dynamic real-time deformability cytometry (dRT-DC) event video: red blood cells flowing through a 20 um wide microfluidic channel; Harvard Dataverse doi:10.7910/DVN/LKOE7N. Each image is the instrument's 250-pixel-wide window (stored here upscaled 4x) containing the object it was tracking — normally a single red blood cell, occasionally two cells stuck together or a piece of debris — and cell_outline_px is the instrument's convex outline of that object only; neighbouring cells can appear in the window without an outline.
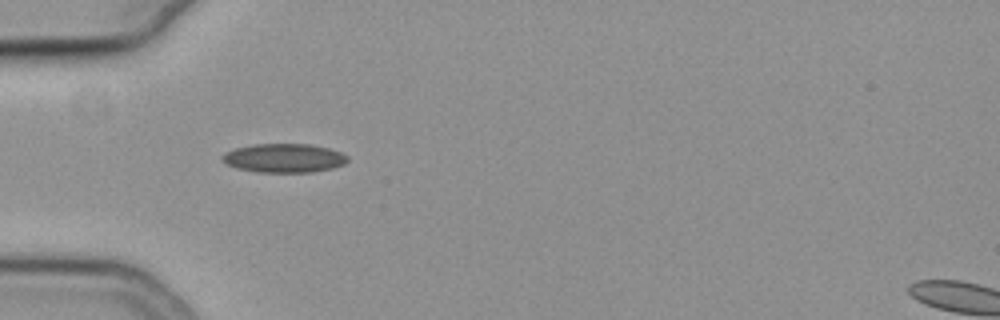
{"species": "common noctule bat (a hibernating species)", "species_latin": "Nyctalus noctula", "temperature_condition": "cold", "stored_images_in_passage": 38, "camera_frame_rate_fps": 3000, "um_per_image_px": 0.085, "animal": {"sex": "female", "body_mass_g": 19.3, "forearm_length_mm": 54.1}, "frame": {"image": 1, "passage_image": 1, "time_ms": 0.0, "image_size_px": [1000, 320], "cell_outline_px": [[348, 160], [344, 164], [332, 168], [312, 172], [256, 172], [236, 168], [224, 164], [220, 160], [220, 156], [224, 152], [236, 148], [252, 144], [308, 144], [328, 148], [340, 152], [348, 156]], "centroid_in_image_um": [24.08, 13.44], "position_along_channel_um": 60.9, "area_um2": 21.27}}
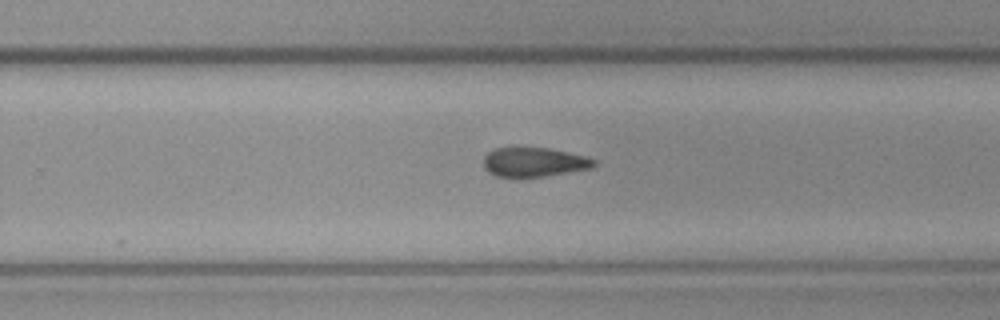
{"frame": {"image": 2, "passage_image": 19, "time_ms": 6.0, "image_size_px": [1000, 320], "cell_outline_px": [[596, 164], [592, 168], [544, 176], [496, 176], [488, 172], [484, 168], [484, 156], [488, 152], [496, 148], [512, 144], [548, 148], [584, 156], [596, 160]], "centroid_in_image_um": [45.33, 13.72], "position_along_channel_um": 284.5, "area_um2": 19.25}}
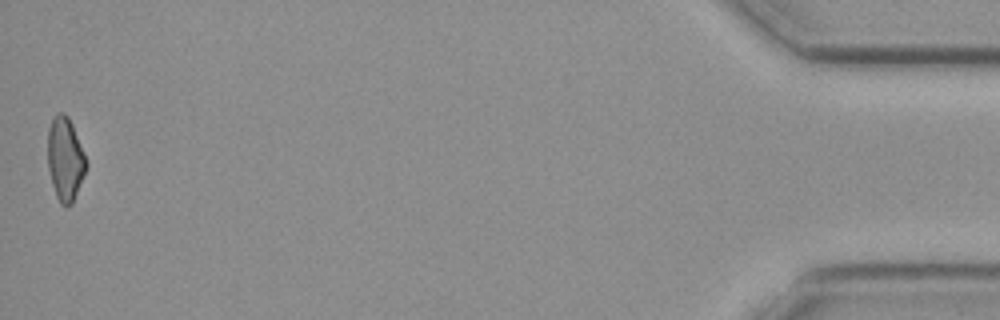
{"frame": {"image": 3, "passage_image": 38, "time_ms": 12.333, "image_size_px": [1000, 320], "cell_outline_px": [[88, 164], [72, 204], [68, 208], [64, 208], [60, 204], [56, 196], [52, 184], [48, 168], [48, 128], [52, 116], [56, 112], [64, 112], [68, 116], [72, 124]], "centroid_in_image_um": [5.52, 13.52], "position_along_channel_um": 429.7, "area_um2": 18.84}, "authors_computed_cell_mechanics": {"area_um2": 20.0277, "velocity_mm_per_s": 3.8149, "shape_relaxation_time_tau1_ms": null, "shape_relaxation_time_tau2_ms": 6.3037, "deformation_change_tau1": null, "deformation_change_tau2": 0.1233}}